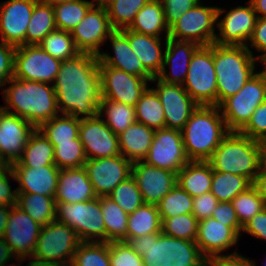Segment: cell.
<instances>
[{"mask_svg":"<svg viewBox=\"0 0 266 266\" xmlns=\"http://www.w3.org/2000/svg\"><path fill=\"white\" fill-rule=\"evenodd\" d=\"M16 47L0 41V88L14 77V53Z\"/></svg>","mask_w":266,"mask_h":266,"instance_id":"54","label":"cell"},{"mask_svg":"<svg viewBox=\"0 0 266 266\" xmlns=\"http://www.w3.org/2000/svg\"><path fill=\"white\" fill-rule=\"evenodd\" d=\"M4 266H22V258H16L11 263Z\"/></svg>","mask_w":266,"mask_h":266,"instance_id":"71","label":"cell"},{"mask_svg":"<svg viewBox=\"0 0 266 266\" xmlns=\"http://www.w3.org/2000/svg\"><path fill=\"white\" fill-rule=\"evenodd\" d=\"M213 170L208 161H189L177 173V184L195 198L210 192Z\"/></svg>","mask_w":266,"mask_h":266,"instance_id":"34","label":"cell"},{"mask_svg":"<svg viewBox=\"0 0 266 266\" xmlns=\"http://www.w3.org/2000/svg\"><path fill=\"white\" fill-rule=\"evenodd\" d=\"M131 176L141 191L144 204L157 206L177 184V173L148 165L143 161L132 163Z\"/></svg>","mask_w":266,"mask_h":266,"instance_id":"23","label":"cell"},{"mask_svg":"<svg viewBox=\"0 0 266 266\" xmlns=\"http://www.w3.org/2000/svg\"><path fill=\"white\" fill-rule=\"evenodd\" d=\"M70 266H111L109 242H82Z\"/></svg>","mask_w":266,"mask_h":266,"instance_id":"45","label":"cell"},{"mask_svg":"<svg viewBox=\"0 0 266 266\" xmlns=\"http://www.w3.org/2000/svg\"><path fill=\"white\" fill-rule=\"evenodd\" d=\"M217 198L211 193H203L193 198L192 214L198 221L212 217L213 212L218 204Z\"/></svg>","mask_w":266,"mask_h":266,"instance_id":"55","label":"cell"},{"mask_svg":"<svg viewBox=\"0 0 266 266\" xmlns=\"http://www.w3.org/2000/svg\"><path fill=\"white\" fill-rule=\"evenodd\" d=\"M150 86L159 96L165 116V128L181 131L192 112L199 106L183 85L169 84L154 77ZM155 86V87H154Z\"/></svg>","mask_w":266,"mask_h":266,"instance_id":"16","label":"cell"},{"mask_svg":"<svg viewBox=\"0 0 266 266\" xmlns=\"http://www.w3.org/2000/svg\"><path fill=\"white\" fill-rule=\"evenodd\" d=\"M213 61L217 76V106L237 94L258 71V60L246 46L213 43Z\"/></svg>","mask_w":266,"mask_h":266,"instance_id":"4","label":"cell"},{"mask_svg":"<svg viewBox=\"0 0 266 266\" xmlns=\"http://www.w3.org/2000/svg\"><path fill=\"white\" fill-rule=\"evenodd\" d=\"M245 5L226 9L218 5L217 35L214 43L218 45L246 46L257 20V15L249 1ZM229 9V10H228ZM227 11V12H226Z\"/></svg>","mask_w":266,"mask_h":266,"instance_id":"12","label":"cell"},{"mask_svg":"<svg viewBox=\"0 0 266 266\" xmlns=\"http://www.w3.org/2000/svg\"><path fill=\"white\" fill-rule=\"evenodd\" d=\"M245 234L266 241V207L243 226L240 238Z\"/></svg>","mask_w":266,"mask_h":266,"instance_id":"58","label":"cell"},{"mask_svg":"<svg viewBox=\"0 0 266 266\" xmlns=\"http://www.w3.org/2000/svg\"><path fill=\"white\" fill-rule=\"evenodd\" d=\"M198 220L192 213L166 218L161 223L160 255L171 265L193 246Z\"/></svg>","mask_w":266,"mask_h":266,"instance_id":"13","label":"cell"},{"mask_svg":"<svg viewBox=\"0 0 266 266\" xmlns=\"http://www.w3.org/2000/svg\"><path fill=\"white\" fill-rule=\"evenodd\" d=\"M38 0L0 2V41L14 47L25 45L30 18Z\"/></svg>","mask_w":266,"mask_h":266,"instance_id":"22","label":"cell"},{"mask_svg":"<svg viewBox=\"0 0 266 266\" xmlns=\"http://www.w3.org/2000/svg\"><path fill=\"white\" fill-rule=\"evenodd\" d=\"M93 7L88 0H72L53 6L57 29L71 32Z\"/></svg>","mask_w":266,"mask_h":266,"instance_id":"43","label":"cell"},{"mask_svg":"<svg viewBox=\"0 0 266 266\" xmlns=\"http://www.w3.org/2000/svg\"><path fill=\"white\" fill-rule=\"evenodd\" d=\"M170 266H203L202 264H191V263H184L181 261H177L172 263Z\"/></svg>","mask_w":266,"mask_h":266,"instance_id":"69","label":"cell"},{"mask_svg":"<svg viewBox=\"0 0 266 266\" xmlns=\"http://www.w3.org/2000/svg\"><path fill=\"white\" fill-rule=\"evenodd\" d=\"M108 197L116 202L128 215L144 204L141 191L132 176L119 183Z\"/></svg>","mask_w":266,"mask_h":266,"instance_id":"49","label":"cell"},{"mask_svg":"<svg viewBox=\"0 0 266 266\" xmlns=\"http://www.w3.org/2000/svg\"><path fill=\"white\" fill-rule=\"evenodd\" d=\"M35 127L0 107V154L11 165L23 155V150Z\"/></svg>","mask_w":266,"mask_h":266,"instance_id":"24","label":"cell"},{"mask_svg":"<svg viewBox=\"0 0 266 266\" xmlns=\"http://www.w3.org/2000/svg\"><path fill=\"white\" fill-rule=\"evenodd\" d=\"M240 239V235L225 223L212 217L201 220L198 222L194 246L179 261L202 264L210 258L240 254L236 248ZM234 246L236 249L229 253Z\"/></svg>","mask_w":266,"mask_h":266,"instance_id":"6","label":"cell"},{"mask_svg":"<svg viewBox=\"0 0 266 266\" xmlns=\"http://www.w3.org/2000/svg\"><path fill=\"white\" fill-rule=\"evenodd\" d=\"M127 38L132 51L142 62L143 67L153 77H157L163 68L164 52L168 38L149 36L128 29Z\"/></svg>","mask_w":266,"mask_h":266,"instance_id":"31","label":"cell"},{"mask_svg":"<svg viewBox=\"0 0 266 266\" xmlns=\"http://www.w3.org/2000/svg\"><path fill=\"white\" fill-rule=\"evenodd\" d=\"M149 0H113L107 7V14L113 29L128 28L136 14Z\"/></svg>","mask_w":266,"mask_h":266,"instance_id":"48","label":"cell"},{"mask_svg":"<svg viewBox=\"0 0 266 266\" xmlns=\"http://www.w3.org/2000/svg\"><path fill=\"white\" fill-rule=\"evenodd\" d=\"M98 115L116 135L137 122L134 107L103 98L99 103Z\"/></svg>","mask_w":266,"mask_h":266,"instance_id":"38","label":"cell"},{"mask_svg":"<svg viewBox=\"0 0 266 266\" xmlns=\"http://www.w3.org/2000/svg\"><path fill=\"white\" fill-rule=\"evenodd\" d=\"M53 87L60 114L94 117L101 100L98 56L79 53L62 61Z\"/></svg>","mask_w":266,"mask_h":266,"instance_id":"1","label":"cell"},{"mask_svg":"<svg viewBox=\"0 0 266 266\" xmlns=\"http://www.w3.org/2000/svg\"><path fill=\"white\" fill-rule=\"evenodd\" d=\"M183 88L202 106H217V76L213 44L199 46L193 53Z\"/></svg>","mask_w":266,"mask_h":266,"instance_id":"8","label":"cell"},{"mask_svg":"<svg viewBox=\"0 0 266 266\" xmlns=\"http://www.w3.org/2000/svg\"><path fill=\"white\" fill-rule=\"evenodd\" d=\"M108 43V44H107ZM109 45L112 52L101 51L98 60L103 66H110L123 70L131 75L153 79L154 77L143 67L142 62L132 51L127 38V28L114 29L108 36L105 45ZM112 53V54H110Z\"/></svg>","mask_w":266,"mask_h":266,"instance_id":"25","label":"cell"},{"mask_svg":"<svg viewBox=\"0 0 266 266\" xmlns=\"http://www.w3.org/2000/svg\"><path fill=\"white\" fill-rule=\"evenodd\" d=\"M39 45L49 55L61 61L73 58L80 53L75 46L71 32L61 29L51 31Z\"/></svg>","mask_w":266,"mask_h":266,"instance_id":"44","label":"cell"},{"mask_svg":"<svg viewBox=\"0 0 266 266\" xmlns=\"http://www.w3.org/2000/svg\"><path fill=\"white\" fill-rule=\"evenodd\" d=\"M253 186L256 188L259 196L262 198L266 206V167L262 166L260 172L256 176Z\"/></svg>","mask_w":266,"mask_h":266,"instance_id":"60","label":"cell"},{"mask_svg":"<svg viewBox=\"0 0 266 266\" xmlns=\"http://www.w3.org/2000/svg\"><path fill=\"white\" fill-rule=\"evenodd\" d=\"M99 198L106 228V242H126L129 215L110 197L101 196Z\"/></svg>","mask_w":266,"mask_h":266,"instance_id":"39","label":"cell"},{"mask_svg":"<svg viewBox=\"0 0 266 266\" xmlns=\"http://www.w3.org/2000/svg\"><path fill=\"white\" fill-rule=\"evenodd\" d=\"M54 146L55 165L61 169L83 167L87 161L83 144L79 139L72 142H50Z\"/></svg>","mask_w":266,"mask_h":266,"instance_id":"46","label":"cell"},{"mask_svg":"<svg viewBox=\"0 0 266 266\" xmlns=\"http://www.w3.org/2000/svg\"><path fill=\"white\" fill-rule=\"evenodd\" d=\"M81 243L71 227L54 220L42 226L33 256L59 266H70Z\"/></svg>","mask_w":266,"mask_h":266,"instance_id":"10","label":"cell"},{"mask_svg":"<svg viewBox=\"0 0 266 266\" xmlns=\"http://www.w3.org/2000/svg\"><path fill=\"white\" fill-rule=\"evenodd\" d=\"M15 174L17 193H32L55 198L60 169L56 165L21 167L17 162L10 165Z\"/></svg>","mask_w":266,"mask_h":266,"instance_id":"27","label":"cell"},{"mask_svg":"<svg viewBox=\"0 0 266 266\" xmlns=\"http://www.w3.org/2000/svg\"><path fill=\"white\" fill-rule=\"evenodd\" d=\"M113 30L106 8L92 7L71 31V36L80 53L98 56Z\"/></svg>","mask_w":266,"mask_h":266,"instance_id":"18","label":"cell"},{"mask_svg":"<svg viewBox=\"0 0 266 266\" xmlns=\"http://www.w3.org/2000/svg\"><path fill=\"white\" fill-rule=\"evenodd\" d=\"M155 130L135 122L118 135L121 155L132 163L143 161L153 142Z\"/></svg>","mask_w":266,"mask_h":266,"instance_id":"32","label":"cell"},{"mask_svg":"<svg viewBox=\"0 0 266 266\" xmlns=\"http://www.w3.org/2000/svg\"><path fill=\"white\" fill-rule=\"evenodd\" d=\"M97 198L85 167L61 169L58 177L56 203H77Z\"/></svg>","mask_w":266,"mask_h":266,"instance_id":"29","label":"cell"},{"mask_svg":"<svg viewBox=\"0 0 266 266\" xmlns=\"http://www.w3.org/2000/svg\"><path fill=\"white\" fill-rule=\"evenodd\" d=\"M101 98L135 107L152 79L131 75L127 72L103 66L99 62Z\"/></svg>","mask_w":266,"mask_h":266,"instance_id":"15","label":"cell"},{"mask_svg":"<svg viewBox=\"0 0 266 266\" xmlns=\"http://www.w3.org/2000/svg\"><path fill=\"white\" fill-rule=\"evenodd\" d=\"M41 228L42 225L15 205L11 207L3 239L16 258L32 256Z\"/></svg>","mask_w":266,"mask_h":266,"instance_id":"21","label":"cell"},{"mask_svg":"<svg viewBox=\"0 0 266 266\" xmlns=\"http://www.w3.org/2000/svg\"><path fill=\"white\" fill-rule=\"evenodd\" d=\"M263 166L266 167V138L261 142Z\"/></svg>","mask_w":266,"mask_h":266,"instance_id":"68","label":"cell"},{"mask_svg":"<svg viewBox=\"0 0 266 266\" xmlns=\"http://www.w3.org/2000/svg\"><path fill=\"white\" fill-rule=\"evenodd\" d=\"M266 100V84L257 71L234 96L220 106L229 131L239 132L250 120L255 109Z\"/></svg>","mask_w":266,"mask_h":266,"instance_id":"11","label":"cell"},{"mask_svg":"<svg viewBox=\"0 0 266 266\" xmlns=\"http://www.w3.org/2000/svg\"><path fill=\"white\" fill-rule=\"evenodd\" d=\"M10 168V164L0 154V175L5 173Z\"/></svg>","mask_w":266,"mask_h":266,"instance_id":"67","label":"cell"},{"mask_svg":"<svg viewBox=\"0 0 266 266\" xmlns=\"http://www.w3.org/2000/svg\"><path fill=\"white\" fill-rule=\"evenodd\" d=\"M111 266H170L154 249L124 241L109 242Z\"/></svg>","mask_w":266,"mask_h":266,"instance_id":"30","label":"cell"},{"mask_svg":"<svg viewBox=\"0 0 266 266\" xmlns=\"http://www.w3.org/2000/svg\"><path fill=\"white\" fill-rule=\"evenodd\" d=\"M17 206L42 226L55 220L56 202L52 196L18 193Z\"/></svg>","mask_w":266,"mask_h":266,"instance_id":"37","label":"cell"},{"mask_svg":"<svg viewBox=\"0 0 266 266\" xmlns=\"http://www.w3.org/2000/svg\"><path fill=\"white\" fill-rule=\"evenodd\" d=\"M264 263H262V265L261 266H266V260L265 261H263Z\"/></svg>","mask_w":266,"mask_h":266,"instance_id":"72","label":"cell"},{"mask_svg":"<svg viewBox=\"0 0 266 266\" xmlns=\"http://www.w3.org/2000/svg\"><path fill=\"white\" fill-rule=\"evenodd\" d=\"M239 132L259 142L266 138V100L255 109L250 120Z\"/></svg>","mask_w":266,"mask_h":266,"instance_id":"51","label":"cell"},{"mask_svg":"<svg viewBox=\"0 0 266 266\" xmlns=\"http://www.w3.org/2000/svg\"><path fill=\"white\" fill-rule=\"evenodd\" d=\"M246 47L257 60L266 57V18H257L253 34Z\"/></svg>","mask_w":266,"mask_h":266,"instance_id":"53","label":"cell"},{"mask_svg":"<svg viewBox=\"0 0 266 266\" xmlns=\"http://www.w3.org/2000/svg\"><path fill=\"white\" fill-rule=\"evenodd\" d=\"M253 7L257 18H266V0H248Z\"/></svg>","mask_w":266,"mask_h":266,"instance_id":"63","label":"cell"},{"mask_svg":"<svg viewBox=\"0 0 266 266\" xmlns=\"http://www.w3.org/2000/svg\"><path fill=\"white\" fill-rule=\"evenodd\" d=\"M84 167L97 197L108 196L122 181L131 176L132 162L123 155L89 159Z\"/></svg>","mask_w":266,"mask_h":266,"instance_id":"20","label":"cell"},{"mask_svg":"<svg viewBox=\"0 0 266 266\" xmlns=\"http://www.w3.org/2000/svg\"><path fill=\"white\" fill-rule=\"evenodd\" d=\"M17 163L21 167L32 168L55 165L54 146L38 128L30 135Z\"/></svg>","mask_w":266,"mask_h":266,"instance_id":"35","label":"cell"},{"mask_svg":"<svg viewBox=\"0 0 266 266\" xmlns=\"http://www.w3.org/2000/svg\"><path fill=\"white\" fill-rule=\"evenodd\" d=\"M208 162L213 171L244 176L253 183L263 166L261 142L230 131Z\"/></svg>","mask_w":266,"mask_h":266,"instance_id":"5","label":"cell"},{"mask_svg":"<svg viewBox=\"0 0 266 266\" xmlns=\"http://www.w3.org/2000/svg\"><path fill=\"white\" fill-rule=\"evenodd\" d=\"M164 7L165 21L170 28L184 13L201 0H160Z\"/></svg>","mask_w":266,"mask_h":266,"instance_id":"52","label":"cell"},{"mask_svg":"<svg viewBox=\"0 0 266 266\" xmlns=\"http://www.w3.org/2000/svg\"><path fill=\"white\" fill-rule=\"evenodd\" d=\"M25 261L28 262L27 265H25V266H59L55 263L38 259V258L34 257L33 255L28 256V257H23L22 258V266L24 265V263H26Z\"/></svg>","mask_w":266,"mask_h":266,"instance_id":"64","label":"cell"},{"mask_svg":"<svg viewBox=\"0 0 266 266\" xmlns=\"http://www.w3.org/2000/svg\"><path fill=\"white\" fill-rule=\"evenodd\" d=\"M11 206L0 205V237L4 236Z\"/></svg>","mask_w":266,"mask_h":266,"instance_id":"62","label":"cell"},{"mask_svg":"<svg viewBox=\"0 0 266 266\" xmlns=\"http://www.w3.org/2000/svg\"><path fill=\"white\" fill-rule=\"evenodd\" d=\"M206 1V5L204 4ZM201 0L184 13L170 28L169 38L179 41H191L199 46L211 45L217 35L218 6Z\"/></svg>","mask_w":266,"mask_h":266,"instance_id":"9","label":"cell"},{"mask_svg":"<svg viewBox=\"0 0 266 266\" xmlns=\"http://www.w3.org/2000/svg\"><path fill=\"white\" fill-rule=\"evenodd\" d=\"M93 7L106 8L113 0H88Z\"/></svg>","mask_w":266,"mask_h":266,"instance_id":"66","label":"cell"},{"mask_svg":"<svg viewBox=\"0 0 266 266\" xmlns=\"http://www.w3.org/2000/svg\"><path fill=\"white\" fill-rule=\"evenodd\" d=\"M149 36L168 38L169 28L165 21L164 7L160 0H149L136 14L127 28Z\"/></svg>","mask_w":266,"mask_h":266,"instance_id":"33","label":"cell"},{"mask_svg":"<svg viewBox=\"0 0 266 266\" xmlns=\"http://www.w3.org/2000/svg\"><path fill=\"white\" fill-rule=\"evenodd\" d=\"M15 259L16 257L10 250L9 245L6 243L3 237H0V266L7 265Z\"/></svg>","mask_w":266,"mask_h":266,"instance_id":"61","label":"cell"},{"mask_svg":"<svg viewBox=\"0 0 266 266\" xmlns=\"http://www.w3.org/2000/svg\"><path fill=\"white\" fill-rule=\"evenodd\" d=\"M61 60L44 51L40 45H22L14 53V78L53 85Z\"/></svg>","mask_w":266,"mask_h":266,"instance_id":"14","label":"cell"},{"mask_svg":"<svg viewBox=\"0 0 266 266\" xmlns=\"http://www.w3.org/2000/svg\"><path fill=\"white\" fill-rule=\"evenodd\" d=\"M212 218L221 223H225L226 226L232 227L239 235H241L242 226L236 215V211L232 202H218Z\"/></svg>","mask_w":266,"mask_h":266,"instance_id":"56","label":"cell"},{"mask_svg":"<svg viewBox=\"0 0 266 266\" xmlns=\"http://www.w3.org/2000/svg\"><path fill=\"white\" fill-rule=\"evenodd\" d=\"M136 120L154 130L165 128V116L157 93L149 86L135 105Z\"/></svg>","mask_w":266,"mask_h":266,"instance_id":"40","label":"cell"},{"mask_svg":"<svg viewBox=\"0 0 266 266\" xmlns=\"http://www.w3.org/2000/svg\"><path fill=\"white\" fill-rule=\"evenodd\" d=\"M258 68H259L258 72L261 74V76L263 77L265 84H266V57L258 60Z\"/></svg>","mask_w":266,"mask_h":266,"instance_id":"65","label":"cell"},{"mask_svg":"<svg viewBox=\"0 0 266 266\" xmlns=\"http://www.w3.org/2000/svg\"><path fill=\"white\" fill-rule=\"evenodd\" d=\"M161 222L169 217L191 213L193 197L176 184L157 205Z\"/></svg>","mask_w":266,"mask_h":266,"instance_id":"47","label":"cell"},{"mask_svg":"<svg viewBox=\"0 0 266 266\" xmlns=\"http://www.w3.org/2000/svg\"><path fill=\"white\" fill-rule=\"evenodd\" d=\"M55 220L71 227L82 242H106L99 197L77 203H56Z\"/></svg>","mask_w":266,"mask_h":266,"instance_id":"7","label":"cell"},{"mask_svg":"<svg viewBox=\"0 0 266 266\" xmlns=\"http://www.w3.org/2000/svg\"><path fill=\"white\" fill-rule=\"evenodd\" d=\"M45 3H48V4H51L52 6L56 5V4H59V3H63V2H66V1H72V0H41Z\"/></svg>","mask_w":266,"mask_h":266,"instance_id":"70","label":"cell"},{"mask_svg":"<svg viewBox=\"0 0 266 266\" xmlns=\"http://www.w3.org/2000/svg\"><path fill=\"white\" fill-rule=\"evenodd\" d=\"M253 183L246 177L232 174L229 172L221 173L213 171L210 192L219 202H230L238 194L244 192Z\"/></svg>","mask_w":266,"mask_h":266,"instance_id":"41","label":"cell"},{"mask_svg":"<svg viewBox=\"0 0 266 266\" xmlns=\"http://www.w3.org/2000/svg\"><path fill=\"white\" fill-rule=\"evenodd\" d=\"M189 161L181 131L168 128L155 130L153 142L143 162L178 173Z\"/></svg>","mask_w":266,"mask_h":266,"instance_id":"17","label":"cell"},{"mask_svg":"<svg viewBox=\"0 0 266 266\" xmlns=\"http://www.w3.org/2000/svg\"><path fill=\"white\" fill-rule=\"evenodd\" d=\"M161 223L158 207L143 204L128 216L126 242L148 246L160 254Z\"/></svg>","mask_w":266,"mask_h":266,"instance_id":"26","label":"cell"},{"mask_svg":"<svg viewBox=\"0 0 266 266\" xmlns=\"http://www.w3.org/2000/svg\"><path fill=\"white\" fill-rule=\"evenodd\" d=\"M12 180L16 181V177L11 168L0 175V205L11 207L17 205L18 193L17 188H12Z\"/></svg>","mask_w":266,"mask_h":266,"instance_id":"57","label":"cell"},{"mask_svg":"<svg viewBox=\"0 0 266 266\" xmlns=\"http://www.w3.org/2000/svg\"><path fill=\"white\" fill-rule=\"evenodd\" d=\"M231 202L242 227L266 207L253 185L238 194Z\"/></svg>","mask_w":266,"mask_h":266,"instance_id":"50","label":"cell"},{"mask_svg":"<svg viewBox=\"0 0 266 266\" xmlns=\"http://www.w3.org/2000/svg\"><path fill=\"white\" fill-rule=\"evenodd\" d=\"M57 29L51 4L38 0L35 3L25 36V45H39L44 37Z\"/></svg>","mask_w":266,"mask_h":266,"instance_id":"36","label":"cell"},{"mask_svg":"<svg viewBox=\"0 0 266 266\" xmlns=\"http://www.w3.org/2000/svg\"><path fill=\"white\" fill-rule=\"evenodd\" d=\"M229 132L218 106L199 105L181 130L187 157L208 161Z\"/></svg>","mask_w":266,"mask_h":266,"instance_id":"3","label":"cell"},{"mask_svg":"<svg viewBox=\"0 0 266 266\" xmlns=\"http://www.w3.org/2000/svg\"><path fill=\"white\" fill-rule=\"evenodd\" d=\"M79 139L87 160L120 155L119 137L98 115L80 119Z\"/></svg>","mask_w":266,"mask_h":266,"instance_id":"19","label":"cell"},{"mask_svg":"<svg viewBox=\"0 0 266 266\" xmlns=\"http://www.w3.org/2000/svg\"><path fill=\"white\" fill-rule=\"evenodd\" d=\"M256 259L244 256L242 253L232 256L210 258L202 263L203 266H256Z\"/></svg>","mask_w":266,"mask_h":266,"instance_id":"59","label":"cell"},{"mask_svg":"<svg viewBox=\"0 0 266 266\" xmlns=\"http://www.w3.org/2000/svg\"><path fill=\"white\" fill-rule=\"evenodd\" d=\"M198 47L199 45L194 42L179 41L168 37L163 68L157 77L165 83L183 85L191 57Z\"/></svg>","mask_w":266,"mask_h":266,"instance_id":"28","label":"cell"},{"mask_svg":"<svg viewBox=\"0 0 266 266\" xmlns=\"http://www.w3.org/2000/svg\"><path fill=\"white\" fill-rule=\"evenodd\" d=\"M5 105L0 107L23 117L35 128L60 114L54 87L38 81L9 79L1 88Z\"/></svg>","mask_w":266,"mask_h":266,"instance_id":"2","label":"cell"},{"mask_svg":"<svg viewBox=\"0 0 266 266\" xmlns=\"http://www.w3.org/2000/svg\"><path fill=\"white\" fill-rule=\"evenodd\" d=\"M80 118L68 114H59L44 122L38 129L49 142H72L79 133Z\"/></svg>","mask_w":266,"mask_h":266,"instance_id":"42","label":"cell"}]
</instances>
